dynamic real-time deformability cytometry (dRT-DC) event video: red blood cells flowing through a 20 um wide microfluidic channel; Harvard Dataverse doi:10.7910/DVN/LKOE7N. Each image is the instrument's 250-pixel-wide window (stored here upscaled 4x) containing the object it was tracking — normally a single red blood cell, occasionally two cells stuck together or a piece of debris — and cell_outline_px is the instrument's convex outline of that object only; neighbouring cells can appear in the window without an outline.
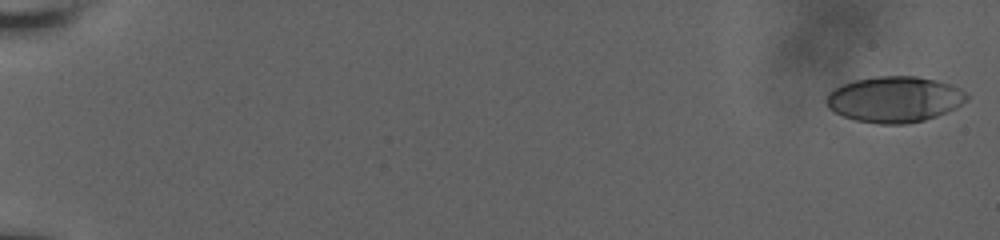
{"species": "human", "species_latin": "Homo sapiens", "temperature_condition": "room temperature", "stored_images_in_passage": 36, "camera_frame_rate_fps": 3000, "um_per_image_px": 0.085, "donor": {"sex": "male"}, "frame": {"image": 1, "passage_image": 1, "time_ms": 0.0, "image_size_px": [1000, 240], "cell_outline_px": [[968, 100], [956, 108], [936, 116], [924, 120], [908, 124], [880, 124], [856, 120], [844, 116], [828, 108], [824, 100], [824, 96], [832, 88], [856, 80], [876, 76], [916, 76], [936, 80], [952, 84], [960, 88], [968, 96]], "centroid_in_image_um": [76.02, 8.44], "position_along_channel_um": 9.0, "area_um2": 37.8}}
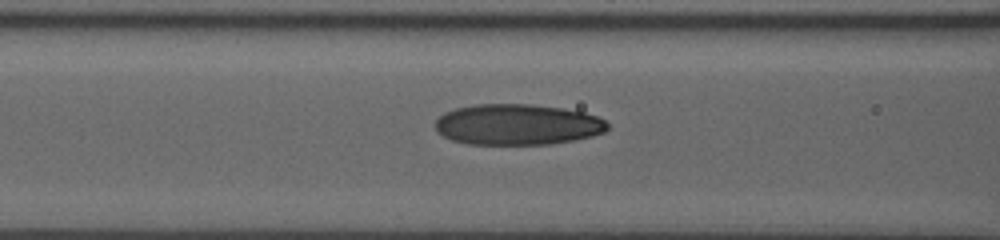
{"frame": {"image": 2, "passage_image": 21, "time_ms": 6.667, "image_size_px": [1000, 240], "cell_outline_px": [[608, 128], [604, 132], [592, 136], [576, 140], [548, 144], [468, 144], [452, 140], [436, 132], [432, 124], [444, 112], [456, 108], [476, 104], [532, 104], [564, 108], [584, 112], [596, 116], [604, 120], [608, 124]], "centroid_in_image_um": [43.95, 10.58], "position_along_channel_um": 122.6, "area_um2": 41.33}}
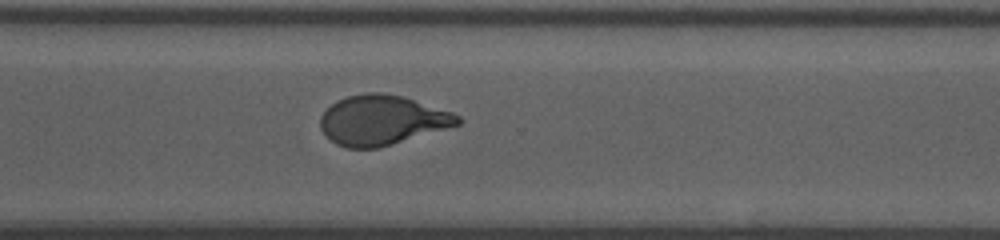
{"frame": {"image": 3, "passage_image": 36, "time_ms": 11.667, "image_size_px": [1000, 240], "cell_outline_px": [[460, 124], [376, 148], [348, 148], [336, 144], [320, 128], [320, 116], [336, 100], [348, 96], [368, 92], [380, 92], [400, 96], [452, 112], [460, 116]], "centroid_in_image_um": [32.43, 10.2], "position_along_channel_um": 338.2, "area_um2": 39.07}}